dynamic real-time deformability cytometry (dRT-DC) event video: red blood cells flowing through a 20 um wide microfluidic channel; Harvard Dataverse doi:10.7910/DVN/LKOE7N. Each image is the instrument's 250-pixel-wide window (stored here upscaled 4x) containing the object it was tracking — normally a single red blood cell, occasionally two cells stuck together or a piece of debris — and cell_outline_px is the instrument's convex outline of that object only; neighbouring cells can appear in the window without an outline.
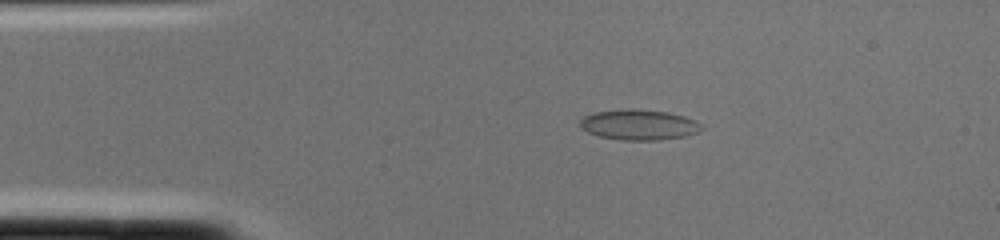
{"species": "common noctule bat (a hibernating species)", "species_latin": "Nyctalus noctula", "temperature_condition": "cold", "stored_images_in_passage": 1, "camera_frame_rate_fps": 3000, "um_per_image_px": 0.085, "animal": {"sex": "female", "body_mass_g": 22.0, "forearm_length_mm": 56.7}, "frame": {"image": 1, "passage_image": 1, "time_ms": 0.0, "image_size_px": [1000, 240], "cell_outline_px": [[704, 128], [696, 132], [684, 136], [660, 140], [620, 140], [600, 136], [588, 132], [580, 128], [580, 120], [584, 116], [592, 112], [628, 108], [636, 108], [668, 112], [684, 116], [696, 120], [704, 124]], "centroid_in_image_um": [54.31, 10.59], "position_along_channel_um": 30.7, "area_um2": 21.85}}